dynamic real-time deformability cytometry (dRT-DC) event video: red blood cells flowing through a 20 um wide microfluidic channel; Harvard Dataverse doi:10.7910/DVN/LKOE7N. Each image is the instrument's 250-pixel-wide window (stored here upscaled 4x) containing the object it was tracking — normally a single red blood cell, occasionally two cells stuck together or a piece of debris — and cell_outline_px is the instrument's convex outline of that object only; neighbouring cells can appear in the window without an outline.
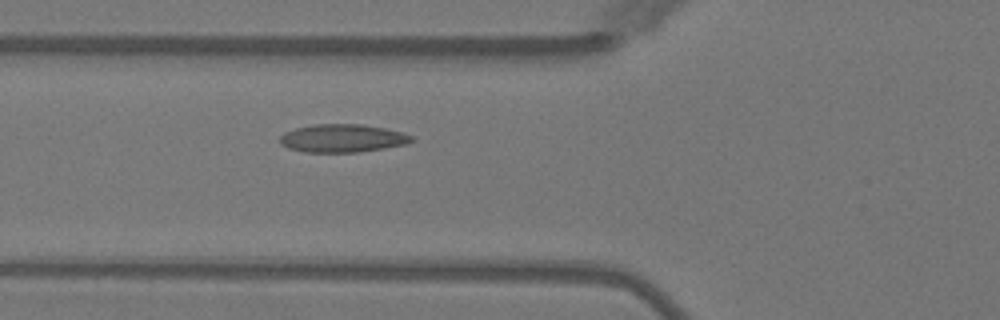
{"species": "Egyptian fruit bat (a non-hibernating species)", "species_latin": "Rousettus aegyptiacus", "temperature_condition": "warm", "stored_images_in_passage": 4, "camera_frame_rate_fps": 3000, "um_per_image_px": 0.085, "animal": {"sex": "female"}, "frame": {"image": 1, "passage_image": 4, "time_ms": 4.333, "image_size_px": [1000, 320], "cell_outline_px": [[412, 140], [404, 144], [384, 148], [356, 152], [304, 152], [288, 148], [280, 144], [280, 136], [284, 132], [296, 128], [316, 124], [360, 124], [384, 128], [400, 132], [412, 136]], "centroid_in_image_um": [29.05, 11.75], "position_along_channel_um": 96.8, "area_um2": 21.27}}